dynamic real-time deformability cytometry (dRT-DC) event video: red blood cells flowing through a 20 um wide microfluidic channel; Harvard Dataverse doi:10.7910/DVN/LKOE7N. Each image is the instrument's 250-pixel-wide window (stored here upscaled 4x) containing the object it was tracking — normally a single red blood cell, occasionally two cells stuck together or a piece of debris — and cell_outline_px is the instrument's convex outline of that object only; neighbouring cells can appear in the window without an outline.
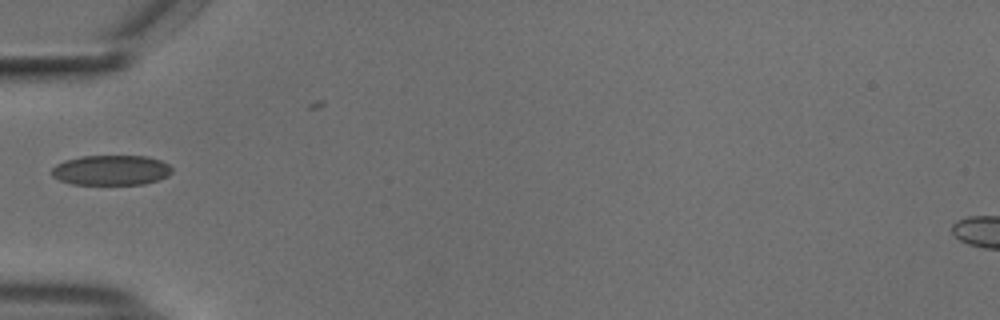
{"species": "common noctule bat (a hibernating species)", "species_latin": "Nyctalus noctula", "temperature_condition": "cold", "stored_images_in_passage": 18, "camera_frame_rate_fps": 3000, "um_per_image_px": 0.085, "animal": {"sex": "male", "body_mass_g": 18.8}, "frame": {"image": 1, "passage_image": 1, "time_ms": 0.0, "image_size_px": [1000, 320], "cell_outline_px": [[172, 172], [168, 176], [144, 184], [72, 184], [60, 180], [52, 176], [52, 168], [56, 164], [64, 160], [80, 156], [148, 156], [160, 160], [168, 164], [172, 168]], "centroid_in_image_um": [9.44, 14.46], "position_along_channel_um": 75.6, "area_um2": 21.1}}
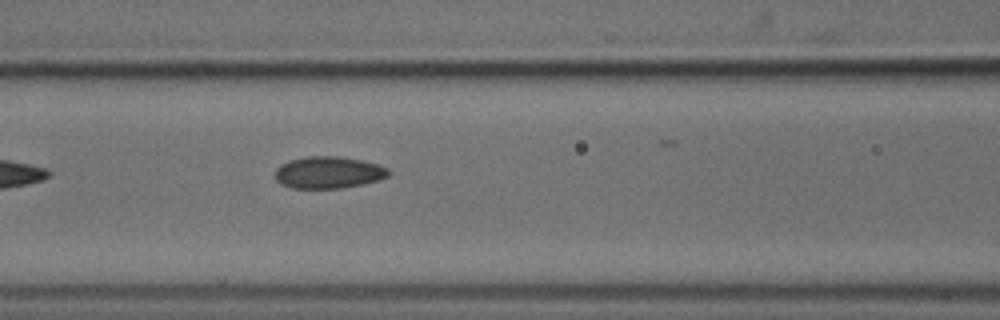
{"frame": {"image": 2, "passage_image": 6, "time_ms": 1.667, "image_size_px": [1000, 320], "cell_outline_px": [[392, 172], [388, 176], [380, 180], [364, 184], [340, 188], [292, 188], [280, 184], [276, 180], [276, 168], [280, 164], [288, 160], [308, 156], [340, 156], [364, 160], [388, 168]], "centroid_in_image_um": [27.94, 14.65], "position_along_channel_um": 138.7, "area_um2": 21.39}}